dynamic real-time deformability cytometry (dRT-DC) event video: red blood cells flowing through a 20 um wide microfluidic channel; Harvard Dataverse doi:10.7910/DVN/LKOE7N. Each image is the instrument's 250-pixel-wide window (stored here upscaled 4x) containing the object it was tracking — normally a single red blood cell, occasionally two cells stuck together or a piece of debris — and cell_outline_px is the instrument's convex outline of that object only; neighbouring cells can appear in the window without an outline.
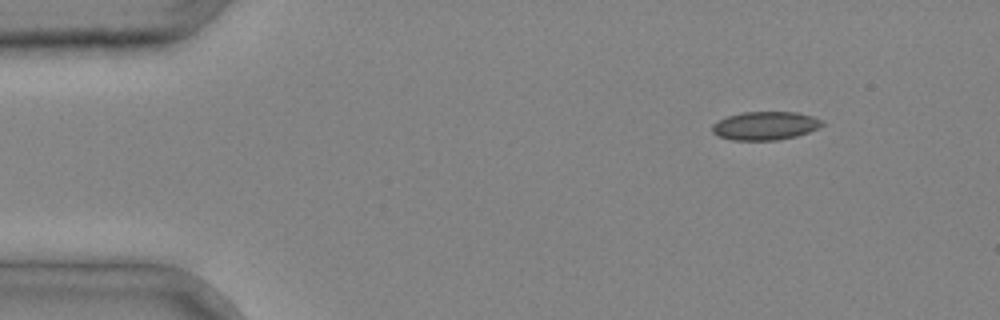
{"species": "common noctule bat (a hibernating species)", "species_latin": "Nyctalus noctula", "temperature_condition": "cold", "stored_images_in_passage": 4, "camera_frame_rate_fps": 3000, "um_per_image_px": 0.085, "animal": {"sex": "male", "body_mass_g": 20.4}, "frame": {"image": 1, "passage_image": 1, "time_ms": 0.0, "image_size_px": [1000, 320], "cell_outline_px": [[824, 124], [808, 132], [796, 136], [776, 140], [732, 140], [720, 136], [712, 132], [712, 124], [728, 116], [744, 112], [796, 112], [812, 116], [824, 120]], "centroid_in_image_um": [65.05, 10.68], "position_along_channel_um": 19.9, "area_um2": 18.03}}
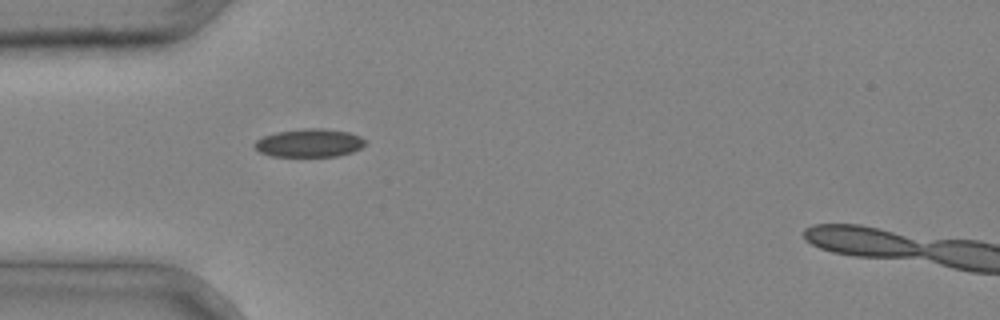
{"frame": {"image": 2, "passage_image": 3, "time_ms": 0.667, "image_size_px": [1000, 320], "cell_outline_px": [[364, 144], [360, 148], [352, 152], [336, 156], [272, 156], [260, 152], [252, 144], [256, 140], [264, 136], [276, 132], [304, 128], [320, 128], [348, 132], [360, 136], [364, 140]], "centroid_in_image_um": [26.26, 12.15], "position_along_channel_um": 58.7, "area_um2": 18.03}}